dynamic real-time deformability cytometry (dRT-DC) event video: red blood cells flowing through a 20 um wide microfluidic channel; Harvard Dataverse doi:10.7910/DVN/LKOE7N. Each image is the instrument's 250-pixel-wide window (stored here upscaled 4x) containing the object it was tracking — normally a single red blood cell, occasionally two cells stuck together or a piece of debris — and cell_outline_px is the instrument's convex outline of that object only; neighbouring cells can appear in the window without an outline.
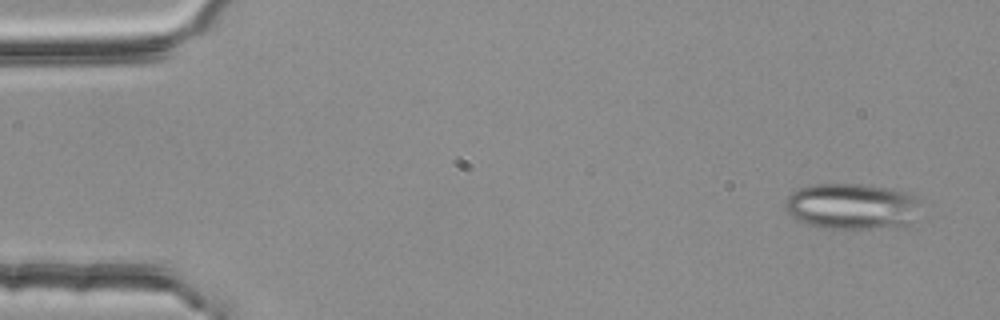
{"species": "common noctule bat (a hibernating species)", "species_latin": "Nyctalus noctula", "temperature_condition": "room temperature", "stored_images_in_passage": 3, "camera_frame_rate_fps": 3000, "um_per_image_px": 0.085, "animal": {"sex": "female", "body_mass_g": 25.1}, "frame": {"image": 1, "passage_image": 1, "time_ms": 0.0, "image_size_px": [1000, 320], "cell_outline_px": [[920, 196], [908, 224], [896, 228], [824, 228], [808, 224], [796, 220], [788, 212], [784, 204], [788, 196], [792, 192], [800, 188], [816, 184], [860, 184], [892, 188]], "centroid_in_image_um": [72.38, 17.53], "position_along_channel_um": 12.6, "area_um2": 36.07}}